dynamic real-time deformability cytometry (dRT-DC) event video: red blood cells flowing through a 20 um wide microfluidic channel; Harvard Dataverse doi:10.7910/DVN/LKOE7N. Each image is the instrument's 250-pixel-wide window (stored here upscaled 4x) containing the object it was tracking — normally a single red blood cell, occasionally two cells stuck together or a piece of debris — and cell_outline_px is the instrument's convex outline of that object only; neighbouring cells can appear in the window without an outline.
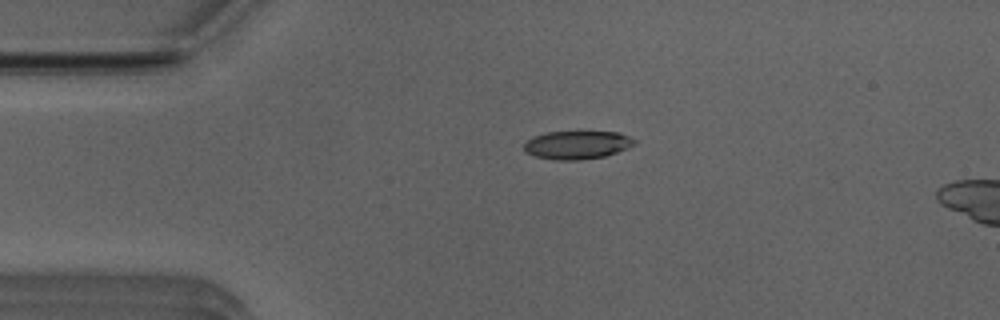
{"species": "Egyptian fruit bat (a non-hibernating species)", "species_latin": "Rousettus aegyptiacus", "temperature_condition": "room temperature", "stored_images_in_passage": 5, "camera_frame_rate_fps": 3000, "um_per_image_px": 0.085, "animal": {"sex": "male"}, "frame": {"image": 1, "passage_image": 1, "time_ms": 0.0, "image_size_px": [1000, 320], "cell_outline_px": [[636, 144], [628, 148], [604, 156], [580, 160], [552, 160], [536, 156], [528, 152], [524, 148], [524, 144], [528, 140], [536, 136], [548, 132], [620, 132], [636, 140]], "centroid_in_image_um": [49.1, 12.32], "position_along_channel_um": 35.9, "area_um2": 17.98}}